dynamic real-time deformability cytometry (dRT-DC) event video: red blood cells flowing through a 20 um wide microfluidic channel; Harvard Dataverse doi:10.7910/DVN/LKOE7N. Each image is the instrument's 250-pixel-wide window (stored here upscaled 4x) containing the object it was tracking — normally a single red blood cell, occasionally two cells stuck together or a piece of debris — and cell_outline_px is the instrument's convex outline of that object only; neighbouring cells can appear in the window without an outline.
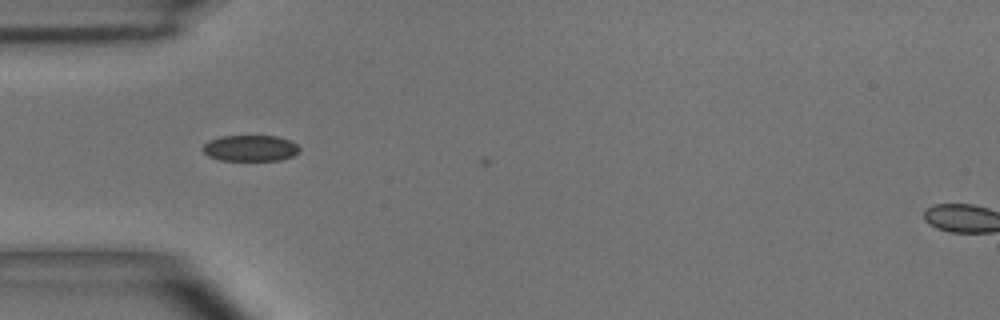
{"species": "common noctule bat (a hibernating species)", "species_latin": "Nyctalus noctula", "temperature_condition": "room temperature", "stored_images_in_passage": 3, "camera_frame_rate_fps": 3000, "um_per_image_px": 0.085, "animal": {"sex": "male", "body_mass_g": 15.6}, "frame": {"image": 1, "passage_image": 1, "time_ms": 0.0, "image_size_px": [1000, 320], "cell_outline_px": [[300, 152], [292, 156], [280, 160], [220, 160], [208, 156], [200, 148], [208, 140], [220, 136], [280, 136], [292, 140], [300, 148]], "centroid_in_image_um": [21.28, 12.58], "position_along_channel_um": 63.7, "area_um2": 14.91}}